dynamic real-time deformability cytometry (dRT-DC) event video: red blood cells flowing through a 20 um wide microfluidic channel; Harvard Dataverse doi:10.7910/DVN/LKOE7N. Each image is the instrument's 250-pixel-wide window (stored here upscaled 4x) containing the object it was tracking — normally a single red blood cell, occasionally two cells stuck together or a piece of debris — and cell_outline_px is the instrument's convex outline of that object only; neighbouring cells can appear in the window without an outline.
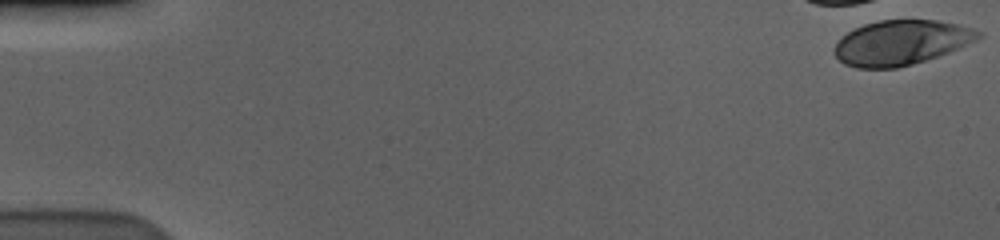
{"species": "human", "species_latin": "Homo sapiens", "temperature_condition": "cold", "stored_images_in_passage": 4, "camera_frame_rate_fps": 3000, "um_per_image_px": 0.085, "donor": {"sex": "male"}, "frame": {"image": 1, "passage_image": 1, "time_ms": 0.0, "image_size_px": [1000, 240], "cell_outline_px": [[984, 36], [976, 40], [948, 52], [912, 64], [896, 68], [856, 68], [844, 64], [832, 52], [832, 48], [848, 32], [864, 24], [880, 20], [936, 20], [956, 24], [972, 28], [980, 32]], "centroid_in_image_um": [76.57, 3.62], "position_along_channel_um": 8.4, "area_um2": 37.22}}